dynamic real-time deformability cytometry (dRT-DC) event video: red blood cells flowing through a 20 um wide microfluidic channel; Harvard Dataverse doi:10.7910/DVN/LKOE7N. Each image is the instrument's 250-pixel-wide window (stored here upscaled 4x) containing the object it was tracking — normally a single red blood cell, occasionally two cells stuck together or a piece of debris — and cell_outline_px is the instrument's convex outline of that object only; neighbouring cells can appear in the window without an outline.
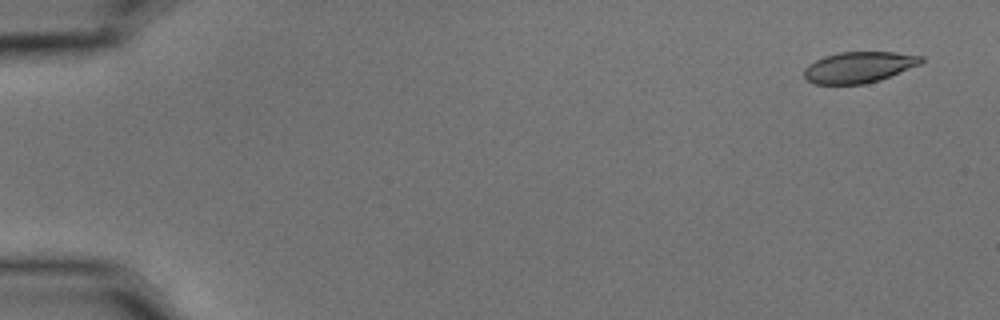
{"species": "common noctule bat (a hibernating species)", "species_latin": "Nyctalus noctula", "temperature_condition": "cold", "stored_images_in_passage": 5, "camera_frame_rate_fps": 3000, "um_per_image_px": 0.085, "animal": {"sex": "male", "body_mass_g": 15.6}, "frame": {"image": 1, "passage_image": 1, "time_ms": 0.0, "image_size_px": [1000, 320], "cell_outline_px": [[924, 60], [920, 64], [880, 80], [864, 84], [812, 84], [804, 76], [804, 68], [808, 64], [824, 56], [840, 52], [896, 52], [924, 56]], "centroid_in_image_um": [73.0, 5.71], "position_along_channel_um": 12.0, "area_um2": 21.21}}
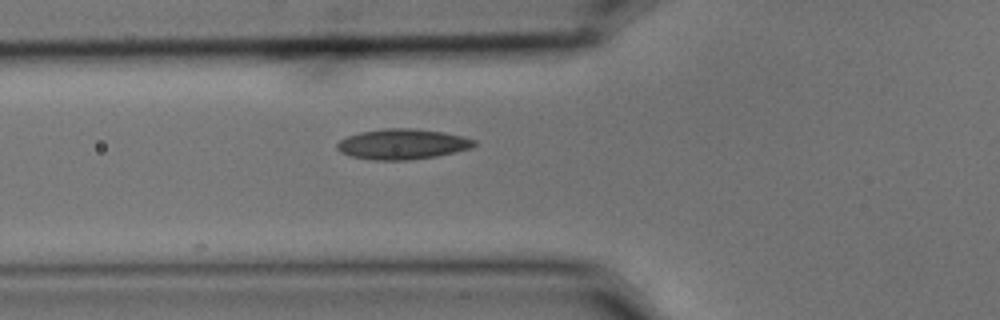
{"frame": {"image": 2, "passage_image": 5, "time_ms": 1.333, "image_size_px": [1000, 320], "cell_outline_px": [[476, 144], [472, 148], [456, 152], [436, 156], [408, 160], [372, 160], [348, 156], [340, 152], [336, 148], [336, 144], [340, 140], [348, 136], [360, 132], [384, 128], [416, 128], [444, 132], [476, 140]], "centroid_in_image_um": [34.19, 12.25], "position_along_channel_um": 91.6, "area_um2": 24.45}}